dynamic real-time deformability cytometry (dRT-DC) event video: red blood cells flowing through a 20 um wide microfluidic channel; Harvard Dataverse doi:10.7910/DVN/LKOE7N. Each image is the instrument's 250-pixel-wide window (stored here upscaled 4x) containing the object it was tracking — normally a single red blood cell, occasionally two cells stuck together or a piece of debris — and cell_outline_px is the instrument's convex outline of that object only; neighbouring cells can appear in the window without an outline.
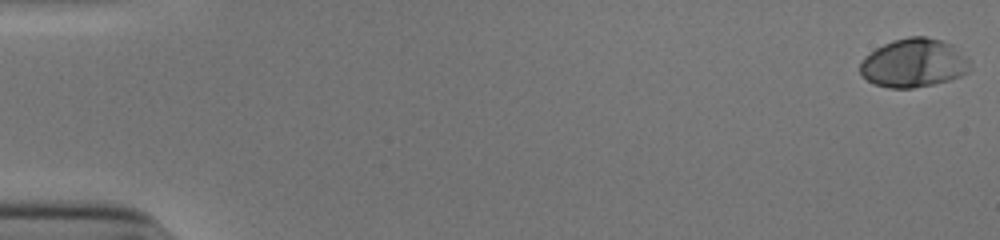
{"species": "human", "species_latin": "Homo sapiens", "temperature_condition": "cold", "stored_images_in_passage": 54, "camera_frame_rate_fps": 3000, "um_per_image_px": 0.085, "donor": {"sex": "male"}, "frame": {"image": 1, "passage_image": 1, "time_ms": 0.0, "image_size_px": [1000, 240], "cell_outline_px": [[972, 68], [968, 72], [960, 76], [948, 80], [932, 84], [912, 88], [888, 88], [872, 84], [860, 76], [860, 64], [864, 56], [876, 48], [892, 40], [908, 36], [924, 36], [940, 40], [952, 44], [972, 60]], "centroid_in_image_um": [77.67, 5.36], "position_along_channel_um": 7.3, "area_um2": 31.67}}
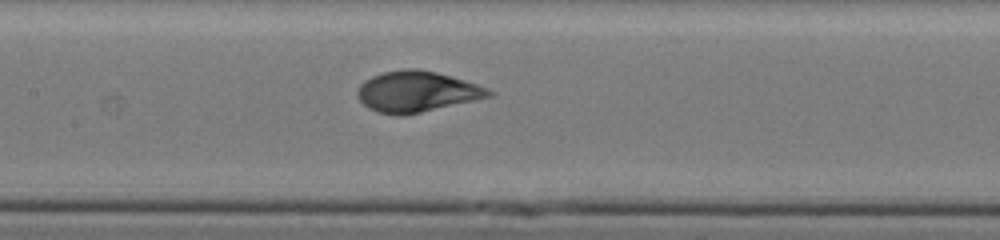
{"frame": {"image": 2, "passage_image": 27, "time_ms": 8.667, "image_size_px": [1000, 240], "cell_outline_px": [[496, 92], [492, 96], [420, 112], [400, 116], [396, 116], [376, 112], [368, 108], [360, 100], [356, 92], [360, 84], [364, 80], [372, 76], [384, 72], [404, 68], [416, 68], [436, 72], [464, 80], [488, 88]], "centroid_in_image_um": [35.4, 7.78], "position_along_channel_um": 172.0, "area_um2": 31.15}}
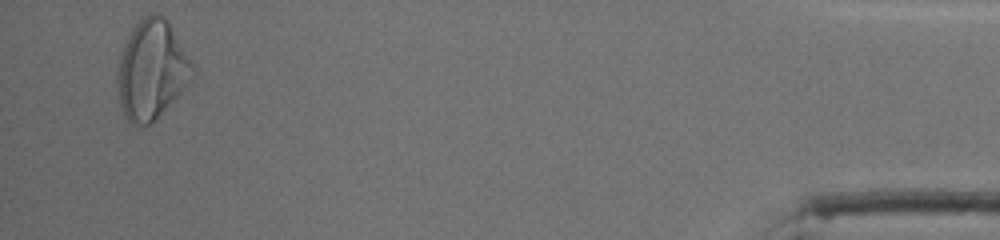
{"frame": {"image": 3, "passage_image": 52, "time_ms": 17.0, "image_size_px": [1000, 240], "cell_outline_px": [[196, 72], [188, 84], [148, 124], [136, 128], [124, 116], [120, 104], [120, 52], [132, 28], [140, 16], [152, 12], [160, 12], [168, 20], [192, 64]], "centroid_in_image_um": [12.9, 5.87], "position_along_channel_um": 422.3, "area_um2": 42.43}, "authors_computed_cell_mechanics": {"area_um2": 31.212, "velocity_mm_per_s": 3.896, "shape_relaxation_time_tau1_ms": 3.6278, "shape_relaxation_time_tau2_ms": null, "deformation_change_tau1": 0.1758, "deformation_change_tau2": null}}